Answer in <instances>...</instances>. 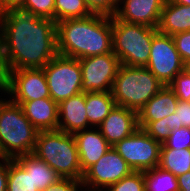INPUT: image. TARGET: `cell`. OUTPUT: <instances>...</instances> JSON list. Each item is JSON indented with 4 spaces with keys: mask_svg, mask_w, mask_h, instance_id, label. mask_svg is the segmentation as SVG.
I'll use <instances>...</instances> for the list:
<instances>
[{
    "mask_svg": "<svg viewBox=\"0 0 190 191\" xmlns=\"http://www.w3.org/2000/svg\"><path fill=\"white\" fill-rule=\"evenodd\" d=\"M0 191H7L9 158L0 156Z\"/></svg>",
    "mask_w": 190,
    "mask_h": 191,
    "instance_id": "cell-35",
    "label": "cell"
},
{
    "mask_svg": "<svg viewBox=\"0 0 190 191\" xmlns=\"http://www.w3.org/2000/svg\"><path fill=\"white\" fill-rule=\"evenodd\" d=\"M179 191H190V171L177 177Z\"/></svg>",
    "mask_w": 190,
    "mask_h": 191,
    "instance_id": "cell-37",
    "label": "cell"
},
{
    "mask_svg": "<svg viewBox=\"0 0 190 191\" xmlns=\"http://www.w3.org/2000/svg\"><path fill=\"white\" fill-rule=\"evenodd\" d=\"M166 1L190 6V0H166Z\"/></svg>",
    "mask_w": 190,
    "mask_h": 191,
    "instance_id": "cell-39",
    "label": "cell"
},
{
    "mask_svg": "<svg viewBox=\"0 0 190 191\" xmlns=\"http://www.w3.org/2000/svg\"><path fill=\"white\" fill-rule=\"evenodd\" d=\"M93 127L74 133L79 154L81 170L84 173L95 164L112 146L101 134L99 128Z\"/></svg>",
    "mask_w": 190,
    "mask_h": 191,
    "instance_id": "cell-15",
    "label": "cell"
},
{
    "mask_svg": "<svg viewBox=\"0 0 190 191\" xmlns=\"http://www.w3.org/2000/svg\"><path fill=\"white\" fill-rule=\"evenodd\" d=\"M7 191H39L32 180V153L9 158Z\"/></svg>",
    "mask_w": 190,
    "mask_h": 191,
    "instance_id": "cell-20",
    "label": "cell"
},
{
    "mask_svg": "<svg viewBox=\"0 0 190 191\" xmlns=\"http://www.w3.org/2000/svg\"><path fill=\"white\" fill-rule=\"evenodd\" d=\"M117 3L114 14L117 19L158 28L165 0H117Z\"/></svg>",
    "mask_w": 190,
    "mask_h": 191,
    "instance_id": "cell-13",
    "label": "cell"
},
{
    "mask_svg": "<svg viewBox=\"0 0 190 191\" xmlns=\"http://www.w3.org/2000/svg\"><path fill=\"white\" fill-rule=\"evenodd\" d=\"M85 106L88 124L96 129L116 104L111 92H86Z\"/></svg>",
    "mask_w": 190,
    "mask_h": 191,
    "instance_id": "cell-21",
    "label": "cell"
},
{
    "mask_svg": "<svg viewBox=\"0 0 190 191\" xmlns=\"http://www.w3.org/2000/svg\"><path fill=\"white\" fill-rule=\"evenodd\" d=\"M58 130L74 134L91 128L88 124L85 93H79L58 104Z\"/></svg>",
    "mask_w": 190,
    "mask_h": 191,
    "instance_id": "cell-16",
    "label": "cell"
},
{
    "mask_svg": "<svg viewBox=\"0 0 190 191\" xmlns=\"http://www.w3.org/2000/svg\"><path fill=\"white\" fill-rule=\"evenodd\" d=\"M186 68L190 71V62L186 65Z\"/></svg>",
    "mask_w": 190,
    "mask_h": 191,
    "instance_id": "cell-41",
    "label": "cell"
},
{
    "mask_svg": "<svg viewBox=\"0 0 190 191\" xmlns=\"http://www.w3.org/2000/svg\"><path fill=\"white\" fill-rule=\"evenodd\" d=\"M143 130L154 140L159 142L160 144H164L171 134L170 129L166 125L165 121H155L149 122Z\"/></svg>",
    "mask_w": 190,
    "mask_h": 191,
    "instance_id": "cell-31",
    "label": "cell"
},
{
    "mask_svg": "<svg viewBox=\"0 0 190 191\" xmlns=\"http://www.w3.org/2000/svg\"><path fill=\"white\" fill-rule=\"evenodd\" d=\"M39 131L17 103L0 99V156L15 159L33 153Z\"/></svg>",
    "mask_w": 190,
    "mask_h": 191,
    "instance_id": "cell-3",
    "label": "cell"
},
{
    "mask_svg": "<svg viewBox=\"0 0 190 191\" xmlns=\"http://www.w3.org/2000/svg\"><path fill=\"white\" fill-rule=\"evenodd\" d=\"M62 177L43 160L32 153V180L39 191L45 190L49 185Z\"/></svg>",
    "mask_w": 190,
    "mask_h": 191,
    "instance_id": "cell-25",
    "label": "cell"
},
{
    "mask_svg": "<svg viewBox=\"0 0 190 191\" xmlns=\"http://www.w3.org/2000/svg\"><path fill=\"white\" fill-rule=\"evenodd\" d=\"M3 92L9 94L13 102L50 98L47 79L42 68L7 71Z\"/></svg>",
    "mask_w": 190,
    "mask_h": 191,
    "instance_id": "cell-11",
    "label": "cell"
},
{
    "mask_svg": "<svg viewBox=\"0 0 190 191\" xmlns=\"http://www.w3.org/2000/svg\"><path fill=\"white\" fill-rule=\"evenodd\" d=\"M58 54L76 59L113 52L112 16L92 14L56 23Z\"/></svg>",
    "mask_w": 190,
    "mask_h": 191,
    "instance_id": "cell-2",
    "label": "cell"
},
{
    "mask_svg": "<svg viewBox=\"0 0 190 191\" xmlns=\"http://www.w3.org/2000/svg\"><path fill=\"white\" fill-rule=\"evenodd\" d=\"M93 14L113 16L117 8V0H84Z\"/></svg>",
    "mask_w": 190,
    "mask_h": 191,
    "instance_id": "cell-32",
    "label": "cell"
},
{
    "mask_svg": "<svg viewBox=\"0 0 190 191\" xmlns=\"http://www.w3.org/2000/svg\"><path fill=\"white\" fill-rule=\"evenodd\" d=\"M2 13V8H1V1H0V14Z\"/></svg>",
    "mask_w": 190,
    "mask_h": 191,
    "instance_id": "cell-42",
    "label": "cell"
},
{
    "mask_svg": "<svg viewBox=\"0 0 190 191\" xmlns=\"http://www.w3.org/2000/svg\"><path fill=\"white\" fill-rule=\"evenodd\" d=\"M0 1H1L2 13L13 9H21L26 2V0H0Z\"/></svg>",
    "mask_w": 190,
    "mask_h": 191,
    "instance_id": "cell-36",
    "label": "cell"
},
{
    "mask_svg": "<svg viewBox=\"0 0 190 191\" xmlns=\"http://www.w3.org/2000/svg\"><path fill=\"white\" fill-rule=\"evenodd\" d=\"M14 103L22 107L25 116L38 131L58 130V103L51 98Z\"/></svg>",
    "mask_w": 190,
    "mask_h": 191,
    "instance_id": "cell-17",
    "label": "cell"
},
{
    "mask_svg": "<svg viewBox=\"0 0 190 191\" xmlns=\"http://www.w3.org/2000/svg\"><path fill=\"white\" fill-rule=\"evenodd\" d=\"M178 98L168 87L164 86L138 112V125L143 129L149 122L161 120L176 111Z\"/></svg>",
    "mask_w": 190,
    "mask_h": 191,
    "instance_id": "cell-18",
    "label": "cell"
},
{
    "mask_svg": "<svg viewBox=\"0 0 190 191\" xmlns=\"http://www.w3.org/2000/svg\"><path fill=\"white\" fill-rule=\"evenodd\" d=\"M21 10L55 21V0H26Z\"/></svg>",
    "mask_w": 190,
    "mask_h": 191,
    "instance_id": "cell-28",
    "label": "cell"
},
{
    "mask_svg": "<svg viewBox=\"0 0 190 191\" xmlns=\"http://www.w3.org/2000/svg\"><path fill=\"white\" fill-rule=\"evenodd\" d=\"M84 0H55V22L91 16Z\"/></svg>",
    "mask_w": 190,
    "mask_h": 191,
    "instance_id": "cell-24",
    "label": "cell"
},
{
    "mask_svg": "<svg viewBox=\"0 0 190 191\" xmlns=\"http://www.w3.org/2000/svg\"><path fill=\"white\" fill-rule=\"evenodd\" d=\"M158 28L127 23L112 16L113 53L121 64L146 67L149 62L151 43Z\"/></svg>",
    "mask_w": 190,
    "mask_h": 191,
    "instance_id": "cell-6",
    "label": "cell"
},
{
    "mask_svg": "<svg viewBox=\"0 0 190 191\" xmlns=\"http://www.w3.org/2000/svg\"><path fill=\"white\" fill-rule=\"evenodd\" d=\"M158 31L170 36L190 31V6L165 0Z\"/></svg>",
    "mask_w": 190,
    "mask_h": 191,
    "instance_id": "cell-19",
    "label": "cell"
},
{
    "mask_svg": "<svg viewBox=\"0 0 190 191\" xmlns=\"http://www.w3.org/2000/svg\"><path fill=\"white\" fill-rule=\"evenodd\" d=\"M84 189H83V191H106V190H102V189H91V188H84Z\"/></svg>",
    "mask_w": 190,
    "mask_h": 191,
    "instance_id": "cell-40",
    "label": "cell"
},
{
    "mask_svg": "<svg viewBox=\"0 0 190 191\" xmlns=\"http://www.w3.org/2000/svg\"><path fill=\"white\" fill-rule=\"evenodd\" d=\"M159 167L176 177L190 171V149H161Z\"/></svg>",
    "mask_w": 190,
    "mask_h": 191,
    "instance_id": "cell-22",
    "label": "cell"
},
{
    "mask_svg": "<svg viewBox=\"0 0 190 191\" xmlns=\"http://www.w3.org/2000/svg\"><path fill=\"white\" fill-rule=\"evenodd\" d=\"M107 142L114 146L138 128V112L116 105L98 126Z\"/></svg>",
    "mask_w": 190,
    "mask_h": 191,
    "instance_id": "cell-14",
    "label": "cell"
},
{
    "mask_svg": "<svg viewBox=\"0 0 190 191\" xmlns=\"http://www.w3.org/2000/svg\"><path fill=\"white\" fill-rule=\"evenodd\" d=\"M83 184L82 180L61 178L57 182L49 185L43 191H82ZM80 189V190H79Z\"/></svg>",
    "mask_w": 190,
    "mask_h": 191,
    "instance_id": "cell-34",
    "label": "cell"
},
{
    "mask_svg": "<svg viewBox=\"0 0 190 191\" xmlns=\"http://www.w3.org/2000/svg\"><path fill=\"white\" fill-rule=\"evenodd\" d=\"M161 121H165L171 132L182 127L190 128V101L178 100L176 111Z\"/></svg>",
    "mask_w": 190,
    "mask_h": 191,
    "instance_id": "cell-26",
    "label": "cell"
},
{
    "mask_svg": "<svg viewBox=\"0 0 190 191\" xmlns=\"http://www.w3.org/2000/svg\"><path fill=\"white\" fill-rule=\"evenodd\" d=\"M172 37L176 50L179 52L183 62L187 65L190 62V31L177 33Z\"/></svg>",
    "mask_w": 190,
    "mask_h": 191,
    "instance_id": "cell-33",
    "label": "cell"
},
{
    "mask_svg": "<svg viewBox=\"0 0 190 191\" xmlns=\"http://www.w3.org/2000/svg\"><path fill=\"white\" fill-rule=\"evenodd\" d=\"M161 149H190V128L175 129L162 144Z\"/></svg>",
    "mask_w": 190,
    "mask_h": 191,
    "instance_id": "cell-30",
    "label": "cell"
},
{
    "mask_svg": "<svg viewBox=\"0 0 190 191\" xmlns=\"http://www.w3.org/2000/svg\"><path fill=\"white\" fill-rule=\"evenodd\" d=\"M42 69L47 79L50 98L56 103L82 93L79 59L57 54Z\"/></svg>",
    "mask_w": 190,
    "mask_h": 191,
    "instance_id": "cell-7",
    "label": "cell"
},
{
    "mask_svg": "<svg viewBox=\"0 0 190 191\" xmlns=\"http://www.w3.org/2000/svg\"><path fill=\"white\" fill-rule=\"evenodd\" d=\"M82 92H111L121 62L112 52L79 59Z\"/></svg>",
    "mask_w": 190,
    "mask_h": 191,
    "instance_id": "cell-10",
    "label": "cell"
},
{
    "mask_svg": "<svg viewBox=\"0 0 190 191\" xmlns=\"http://www.w3.org/2000/svg\"><path fill=\"white\" fill-rule=\"evenodd\" d=\"M132 171L118 152L111 148L84 172L82 178L83 188L106 190Z\"/></svg>",
    "mask_w": 190,
    "mask_h": 191,
    "instance_id": "cell-12",
    "label": "cell"
},
{
    "mask_svg": "<svg viewBox=\"0 0 190 191\" xmlns=\"http://www.w3.org/2000/svg\"><path fill=\"white\" fill-rule=\"evenodd\" d=\"M3 70L44 68L57 54L56 22L21 9L0 14Z\"/></svg>",
    "mask_w": 190,
    "mask_h": 191,
    "instance_id": "cell-1",
    "label": "cell"
},
{
    "mask_svg": "<svg viewBox=\"0 0 190 191\" xmlns=\"http://www.w3.org/2000/svg\"><path fill=\"white\" fill-rule=\"evenodd\" d=\"M5 87V72L3 70L2 62H1V50H0V91L4 90Z\"/></svg>",
    "mask_w": 190,
    "mask_h": 191,
    "instance_id": "cell-38",
    "label": "cell"
},
{
    "mask_svg": "<svg viewBox=\"0 0 190 191\" xmlns=\"http://www.w3.org/2000/svg\"><path fill=\"white\" fill-rule=\"evenodd\" d=\"M106 191H145L144 172L132 171L120 181L109 186Z\"/></svg>",
    "mask_w": 190,
    "mask_h": 191,
    "instance_id": "cell-27",
    "label": "cell"
},
{
    "mask_svg": "<svg viewBox=\"0 0 190 191\" xmlns=\"http://www.w3.org/2000/svg\"><path fill=\"white\" fill-rule=\"evenodd\" d=\"M33 154L62 178L82 180L84 173L73 134L60 130L39 131Z\"/></svg>",
    "mask_w": 190,
    "mask_h": 191,
    "instance_id": "cell-4",
    "label": "cell"
},
{
    "mask_svg": "<svg viewBox=\"0 0 190 191\" xmlns=\"http://www.w3.org/2000/svg\"><path fill=\"white\" fill-rule=\"evenodd\" d=\"M168 87L176 94L178 100L190 101V71L186 68L180 72Z\"/></svg>",
    "mask_w": 190,
    "mask_h": 191,
    "instance_id": "cell-29",
    "label": "cell"
},
{
    "mask_svg": "<svg viewBox=\"0 0 190 191\" xmlns=\"http://www.w3.org/2000/svg\"><path fill=\"white\" fill-rule=\"evenodd\" d=\"M146 67L163 86H168L180 72L186 69V64L176 50L172 36L159 31L153 36Z\"/></svg>",
    "mask_w": 190,
    "mask_h": 191,
    "instance_id": "cell-9",
    "label": "cell"
},
{
    "mask_svg": "<svg viewBox=\"0 0 190 191\" xmlns=\"http://www.w3.org/2000/svg\"><path fill=\"white\" fill-rule=\"evenodd\" d=\"M161 146L162 144L150 137L143 129L138 128L112 148L133 171L144 172L159 166Z\"/></svg>",
    "mask_w": 190,
    "mask_h": 191,
    "instance_id": "cell-8",
    "label": "cell"
},
{
    "mask_svg": "<svg viewBox=\"0 0 190 191\" xmlns=\"http://www.w3.org/2000/svg\"><path fill=\"white\" fill-rule=\"evenodd\" d=\"M145 191H179L177 177L157 166L144 171Z\"/></svg>",
    "mask_w": 190,
    "mask_h": 191,
    "instance_id": "cell-23",
    "label": "cell"
},
{
    "mask_svg": "<svg viewBox=\"0 0 190 191\" xmlns=\"http://www.w3.org/2000/svg\"><path fill=\"white\" fill-rule=\"evenodd\" d=\"M164 86L147 67L121 64L112 86L115 104L139 112Z\"/></svg>",
    "mask_w": 190,
    "mask_h": 191,
    "instance_id": "cell-5",
    "label": "cell"
}]
</instances>
